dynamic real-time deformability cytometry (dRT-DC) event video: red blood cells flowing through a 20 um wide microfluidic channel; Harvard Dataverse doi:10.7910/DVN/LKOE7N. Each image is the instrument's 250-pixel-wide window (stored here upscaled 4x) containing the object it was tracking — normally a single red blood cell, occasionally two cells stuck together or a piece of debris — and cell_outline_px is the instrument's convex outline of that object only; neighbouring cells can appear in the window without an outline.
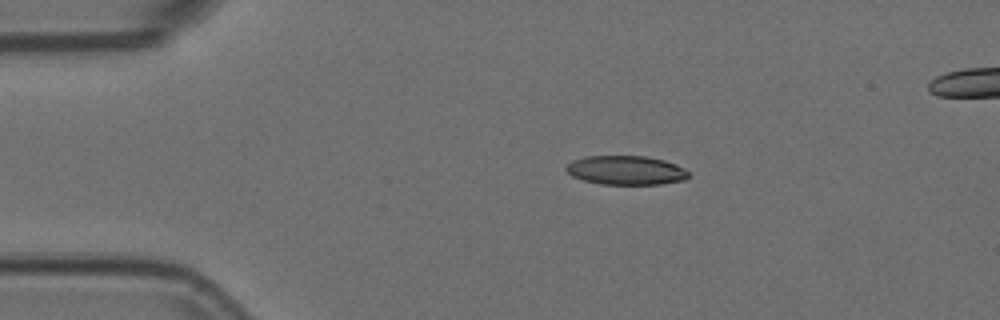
{"species": "Egyptian fruit bat (a non-hibernating species)", "species_latin": "Rousettus aegyptiacus", "temperature_condition": "room temperature", "stored_images_in_passage": 47, "camera_frame_rate_fps": 3000, "um_per_image_px": 0.085, "animal": {"sex": "female"}, "frame": {"image": 1, "passage_image": 1, "time_ms": 0.0, "image_size_px": [1000, 320], "cell_outline_px": [[688, 176], [684, 180], [660, 184], [600, 184], [584, 180], [572, 176], [564, 168], [572, 160], [584, 156], [644, 156], [664, 160], [676, 164], [684, 168], [688, 172]], "centroid_in_image_um": [53.19, 14.47], "position_along_channel_um": 31.8, "area_um2": 20.69}}
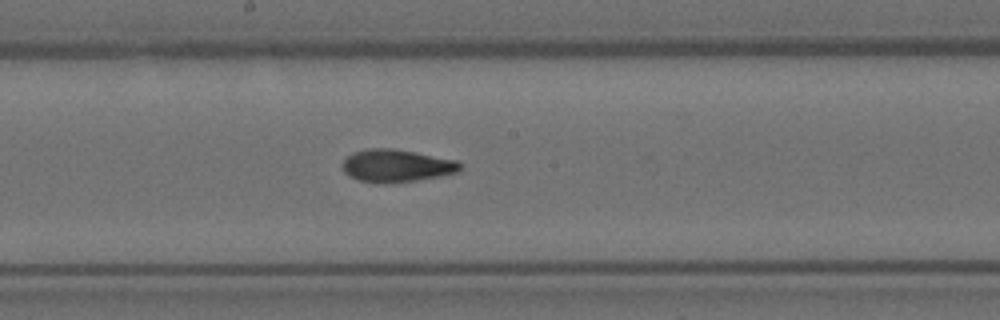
{"frame": {"image": 2, "passage_image": 20, "time_ms": 6.333, "image_size_px": [1000, 320], "cell_outline_px": [[460, 172], [440, 176], [416, 180], [384, 184], [376, 184], [360, 180], [348, 176], [344, 172], [344, 160], [352, 152], [368, 148], [392, 148], [456, 160], [460, 164]], "centroid_in_image_um": [33.68, 14.1], "position_along_channel_um": 214.5, "area_um2": 22.31}}
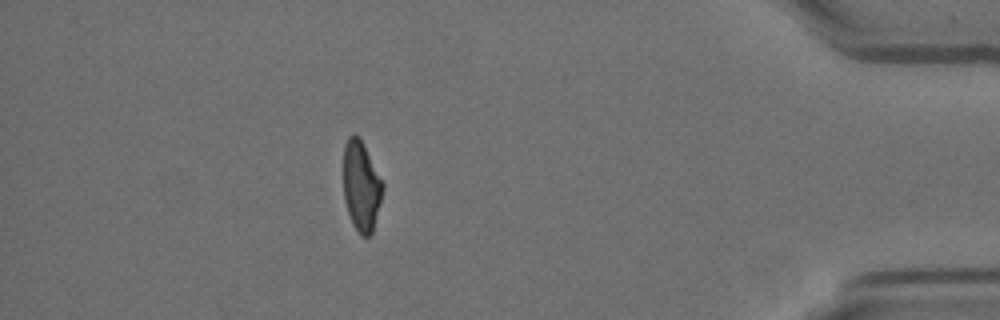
{"frame": {"image": 3, "passage_image": 40, "time_ms": 13.0, "image_size_px": [1000, 320], "cell_outline_px": [[384, 188], [372, 232], [368, 236], [360, 236], [352, 224], [344, 200], [344, 144], [348, 136], [352, 132], [360, 136], [384, 184]], "centroid_in_image_um": [30.7, 15.78], "position_along_channel_um": 404.5, "area_um2": 20.75}, "authors_computed_cell_mechanics": {"area_um2": 22.0796, "velocity_mm_per_s": 3.5828, "shape_relaxation_time_tau1_ms": 6.7759, "shape_relaxation_time_tau2_ms": 2.2645, "deformation_change_tau1": 0.19, "deformation_change_tau2": 0.0819}}